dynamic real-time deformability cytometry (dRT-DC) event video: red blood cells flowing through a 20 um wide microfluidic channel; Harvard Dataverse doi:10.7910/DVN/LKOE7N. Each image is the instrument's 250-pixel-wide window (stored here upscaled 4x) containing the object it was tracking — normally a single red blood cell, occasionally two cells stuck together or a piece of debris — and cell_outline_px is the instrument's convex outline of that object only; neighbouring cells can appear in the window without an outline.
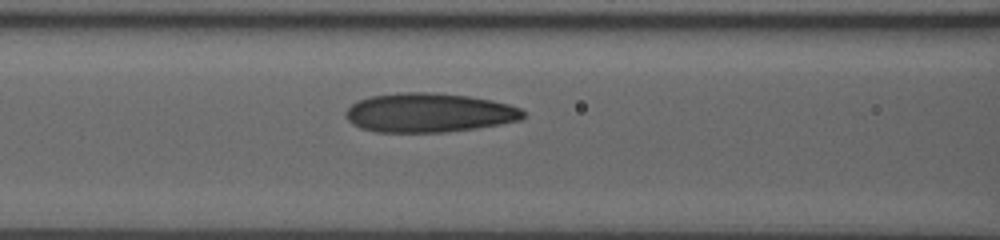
{"species": "human", "species_latin": "Homo sapiens", "temperature_condition": "room temperature", "stored_images_in_passage": 31, "camera_frame_rate_fps": 3000, "um_per_image_px": 0.085, "donor": {"sex": "male"}, "frame": {"image": 1, "passage_image": 9, "time_ms": 4.0, "image_size_px": [1000, 240], "cell_outline_px": [[528, 116], [520, 120], [500, 124], [476, 128], [444, 132], [376, 132], [360, 128], [352, 124], [348, 120], [344, 112], [352, 104], [360, 100], [372, 96], [400, 92], [428, 92], [468, 96], [492, 100], [508, 104], [520, 108]], "centroid_in_image_um": [36.47, 9.58], "position_along_channel_um": 130.1, "area_um2": 40.52}}
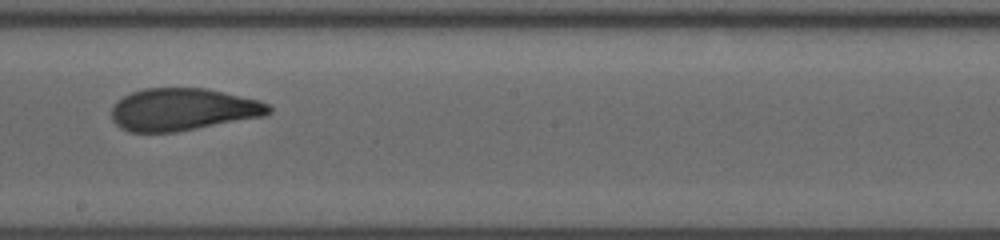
{"frame": {"image": 2, "passage_image": 15, "time_ms": 6.667, "image_size_px": [1000, 240], "cell_outline_px": [[272, 112], [264, 116], [176, 132], [128, 132], [120, 128], [112, 120], [112, 104], [116, 100], [132, 92], [144, 88], [208, 88], [260, 100], [268, 104], [272, 108]], "centroid_in_image_um": [15.54, 9.3], "position_along_channel_um": 232.7, "area_um2": 39.07}}
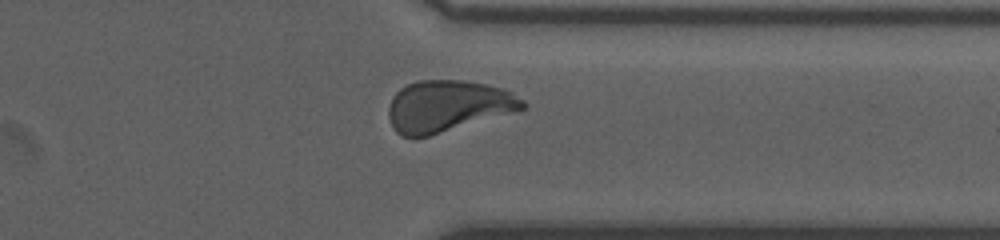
{"frame": {"image": 3, "passage_image": 25, "time_ms": 10.333, "image_size_px": [1000, 240], "cell_outline_px": [[528, 104], [524, 108], [512, 112], [428, 136], [400, 136], [392, 128], [388, 116], [388, 108], [392, 96], [400, 88], [408, 84], [420, 80], [464, 80], [488, 84], [504, 88], [512, 92], [524, 100]], "centroid_in_image_um": [38.04, 8.99], "position_along_channel_um": 373.4, "area_um2": 40.11}}